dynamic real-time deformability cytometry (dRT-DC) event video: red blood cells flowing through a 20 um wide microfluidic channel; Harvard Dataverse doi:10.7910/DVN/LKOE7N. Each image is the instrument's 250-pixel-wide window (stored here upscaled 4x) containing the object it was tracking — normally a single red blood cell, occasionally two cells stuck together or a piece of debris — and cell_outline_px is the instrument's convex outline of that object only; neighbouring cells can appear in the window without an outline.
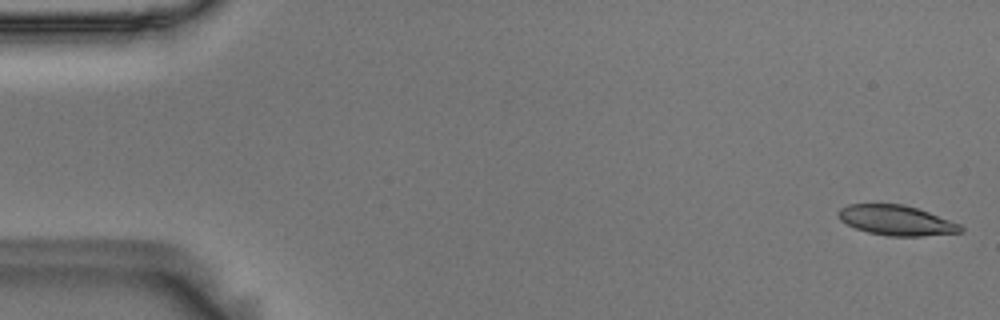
{"species": "Egyptian fruit bat (a non-hibernating species)", "species_latin": "Rousettus aegyptiacus", "temperature_condition": "room temperature", "stored_images_in_passage": 54, "camera_frame_rate_fps": 3000, "um_per_image_px": 0.085, "animal": {"sex": "male"}, "frame": {"image": 1, "passage_image": 1, "time_ms": 0.0, "image_size_px": [1000, 320], "cell_outline_px": [[964, 232], [920, 236], [888, 236], [868, 232], [856, 228], [840, 220], [836, 216], [836, 212], [840, 208], [848, 204], [904, 204], [928, 212], [960, 224], [964, 228]], "centroid_in_image_um": [76.17, 18.73], "position_along_channel_um": 8.8, "area_um2": 21.39}}
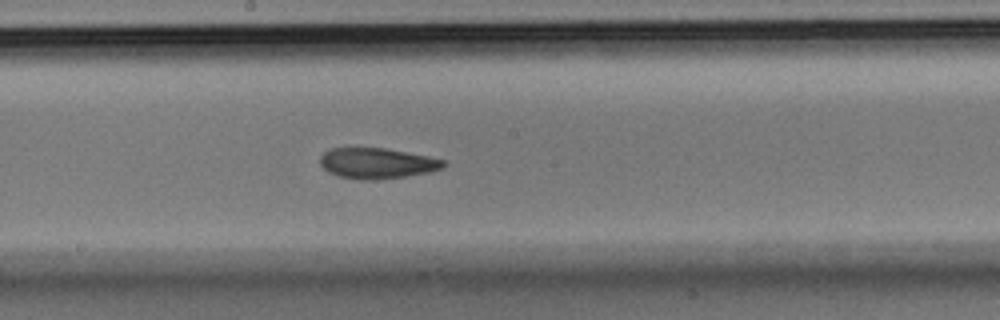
{"frame": {"image": 2, "passage_image": 29, "time_ms": 9.333, "image_size_px": [1000, 320], "cell_outline_px": [[448, 164], [444, 168], [432, 172], [404, 176], [368, 180], [364, 180], [336, 176], [328, 172], [320, 164], [320, 156], [328, 148], [384, 148], [428, 156], [448, 160]], "centroid_in_image_um": [32.08, 13.87], "position_along_channel_um": 216.1, "area_um2": 22.2}}
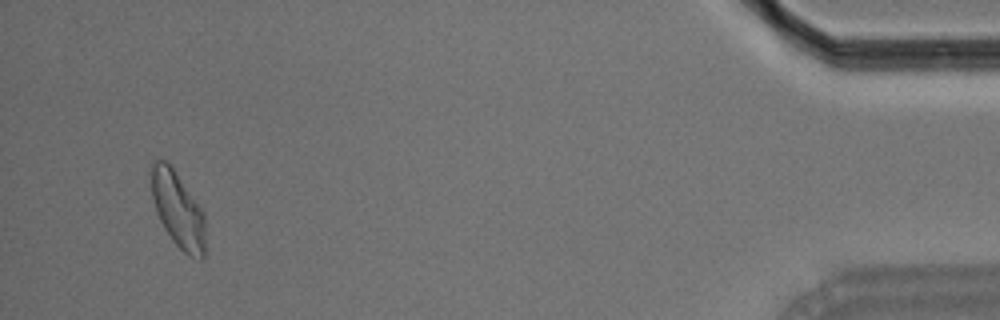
{"frame": {"image": 3, "passage_image": 52, "time_ms": 17.0, "image_size_px": [1000, 320], "cell_outline_px": [[204, 260], [200, 260], [188, 256], [172, 240], [164, 228], [156, 212], [152, 196], [152, 164], [156, 160], [168, 160], [204, 212]], "centroid_in_image_um": [15.13, 17.84], "position_along_channel_um": 420.1, "area_um2": 23.76}, "authors_computed_cell_mechanics": {"area_um2": 22.4842, "velocity_mm_per_s": 3.6513, "shape_relaxation_time_tau1_ms": 5.3747, "shape_relaxation_time_tau2_ms": 3.5272, "deformation_change_tau1": 0.1708, "deformation_change_tau2": 0.1108}}